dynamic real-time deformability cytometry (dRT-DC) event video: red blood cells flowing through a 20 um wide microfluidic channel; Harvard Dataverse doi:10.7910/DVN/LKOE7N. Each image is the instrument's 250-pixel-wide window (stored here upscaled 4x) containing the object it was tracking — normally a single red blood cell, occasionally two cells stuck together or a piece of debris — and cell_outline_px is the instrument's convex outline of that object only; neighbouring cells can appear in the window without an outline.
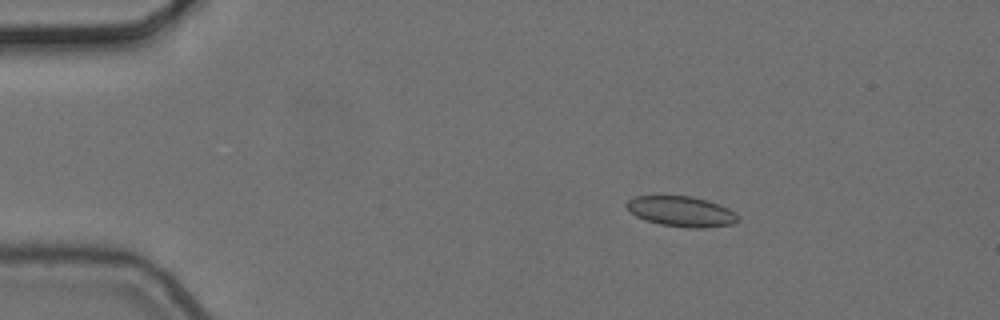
{"species": "common noctule bat (a hibernating species)", "species_latin": "Nyctalus noctula", "temperature_condition": "cold", "stored_images_in_passage": 3, "camera_frame_rate_fps": 3000, "um_per_image_px": 0.085, "animal": {"sex": "female", "body_mass_g": 24.6, "forearm_length_mm": 56.2}, "frame": {"image": 1, "passage_image": 1, "time_ms": 0.0, "image_size_px": [1000, 320], "cell_outline_px": [[740, 220], [732, 224], [704, 228], [688, 228], [660, 224], [644, 220], [636, 216], [624, 204], [628, 200], [636, 196], [692, 196], [708, 200], [728, 208], [736, 212], [740, 216]], "centroid_in_image_um": [57.95, 17.98], "position_along_channel_um": 27.0, "area_um2": 19.83}}